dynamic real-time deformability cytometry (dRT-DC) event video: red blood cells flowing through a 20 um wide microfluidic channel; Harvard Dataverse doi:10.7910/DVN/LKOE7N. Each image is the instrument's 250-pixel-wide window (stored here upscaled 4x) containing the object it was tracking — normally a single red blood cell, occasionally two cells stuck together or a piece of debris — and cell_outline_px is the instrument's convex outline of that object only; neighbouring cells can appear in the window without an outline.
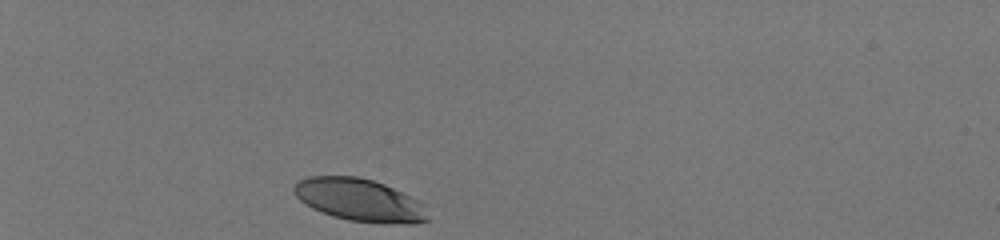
{"species": "human", "species_latin": "Homo sapiens", "temperature_condition": "room temperature", "stored_images_in_passage": 32, "camera_frame_rate_fps": 3000, "um_per_image_px": 0.085, "donor": {"sex": "male"}, "frame": {"image": 1, "passage_image": 1, "time_ms": 0.0, "image_size_px": [1000, 240], "cell_outline_px": [[428, 220], [416, 224], [396, 224], [348, 220], [332, 216], [312, 208], [300, 200], [292, 192], [292, 188], [300, 180], [308, 176], [360, 176], [384, 184], [420, 200], [424, 204]], "centroid_in_image_um": [30.57, 17.0], "position_along_channel_um": 54.4, "area_um2": 33.29}}
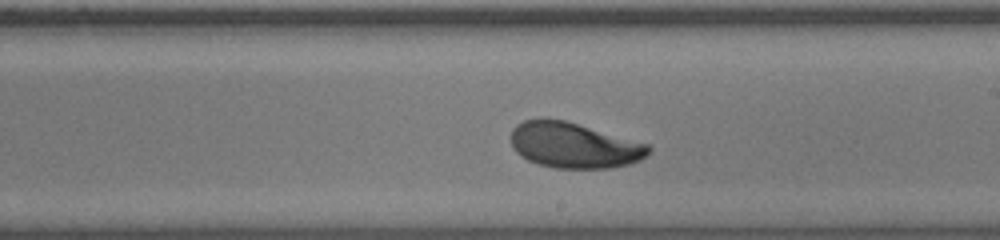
{"frame": {"image": 2, "passage_image": 19, "time_ms": 6.0, "image_size_px": [1000, 240], "cell_outline_px": [[652, 148], [640, 160], [632, 164], [608, 168], [556, 168], [540, 164], [528, 160], [520, 156], [516, 152], [512, 144], [512, 128], [516, 124], [524, 120], [544, 116], [564, 120], [648, 144]], "centroid_in_image_um": [48.75, 12.33], "position_along_channel_um": 240.3, "area_um2": 36.59}}
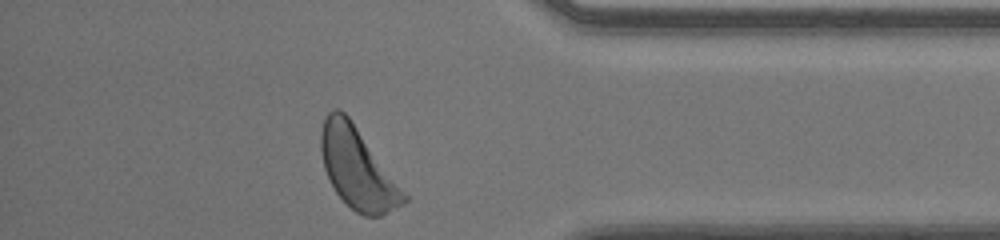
{"frame": {"image": 3, "passage_image": 32, "time_ms": 10.333, "image_size_px": [1000, 240], "cell_outline_px": [[408, 200], [396, 208], [380, 216], [364, 216], [356, 212], [336, 192], [324, 168], [320, 148], [320, 132], [324, 120], [328, 112], [332, 108], [340, 108], [348, 116], [408, 196]], "centroid_in_image_um": [30.37, 14.29], "position_along_channel_um": 404.8, "area_um2": 38.38}, "authors_computed_cell_mechanics": {"area_um2": 36.5007, "velocity_mm_per_s": 4.0226, "shape_relaxation_time_tau1_ms": 1.9217, "shape_relaxation_time_tau2_ms": null, "deformation_change_tau1": 0.1238, "deformation_change_tau2": null}}